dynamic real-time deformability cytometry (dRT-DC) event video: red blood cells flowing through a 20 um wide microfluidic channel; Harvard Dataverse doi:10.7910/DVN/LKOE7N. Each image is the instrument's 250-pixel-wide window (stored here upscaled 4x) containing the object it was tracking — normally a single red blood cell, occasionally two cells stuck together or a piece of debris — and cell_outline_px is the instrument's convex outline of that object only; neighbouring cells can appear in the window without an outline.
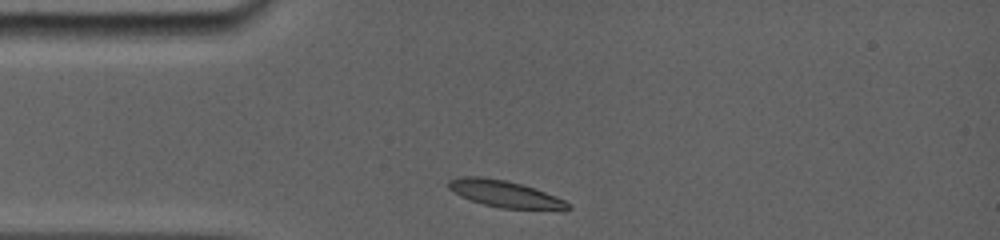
{"species": "common noctule bat (a hibernating species)", "species_latin": "Nyctalus noctula", "temperature_condition": "room temperature", "stored_images_in_passage": 20, "camera_frame_rate_fps": 5000, "um_per_image_px": 0.085, "animal": {"sex": "female", "body_mass_g": 19.0, "forearm_length_mm": 56.7}, "frame": {"image": 1, "passage_image": 1, "time_ms": 0.0, "image_size_px": [1000, 240], "cell_outline_px": [[572, 208], [564, 212], [500, 208], [484, 204], [460, 196], [448, 188], [448, 180], [460, 176], [484, 176], [504, 180], [520, 184], [556, 196], [564, 200]], "centroid_in_image_um": [42.98, 16.52], "position_along_channel_um": 42.0, "area_um2": 19.02}}
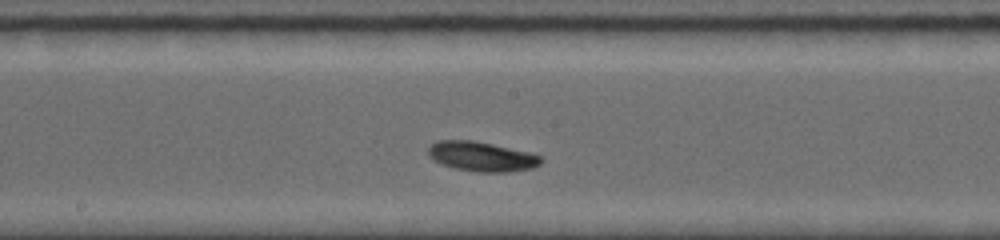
{"frame": {"image": 2, "passage_image": 9, "time_ms": 4.8, "image_size_px": [1000, 240], "cell_outline_px": [[544, 160], [540, 164], [532, 168], [508, 172], [480, 172], [456, 168], [444, 164], [428, 156], [428, 148], [432, 144], [440, 140], [472, 140], [492, 144], [528, 152], [544, 156]], "centroid_in_image_um": [41.0, 13.3], "position_along_channel_um": 207.2, "area_um2": 19.31}}
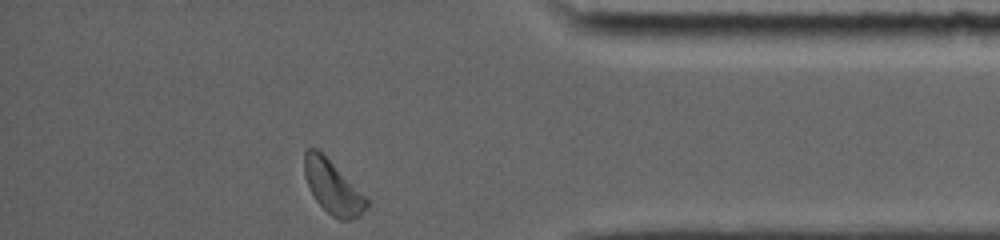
{"frame": {"image": 3, "passage_image": 20, "time_ms": 10.4, "image_size_px": [1000, 240], "cell_outline_px": [[368, 204], [360, 216], [352, 220], [340, 220], [332, 216], [316, 200], [308, 184], [304, 172], [304, 152], [308, 148], [316, 148], [368, 200]], "centroid_in_image_um": [28.26, 15.94], "position_along_channel_um": 406.9, "area_um2": 18.44}, "authors_computed_cell_mechanics": {"area_um2": 18.8428, "velocity_mm_per_s": 3.8013, "shape_relaxation_time_tau1_ms": 2.034, "shape_relaxation_time_tau2_ms": null, "deformation_change_tau1": 0.094, "deformation_change_tau2": null}}